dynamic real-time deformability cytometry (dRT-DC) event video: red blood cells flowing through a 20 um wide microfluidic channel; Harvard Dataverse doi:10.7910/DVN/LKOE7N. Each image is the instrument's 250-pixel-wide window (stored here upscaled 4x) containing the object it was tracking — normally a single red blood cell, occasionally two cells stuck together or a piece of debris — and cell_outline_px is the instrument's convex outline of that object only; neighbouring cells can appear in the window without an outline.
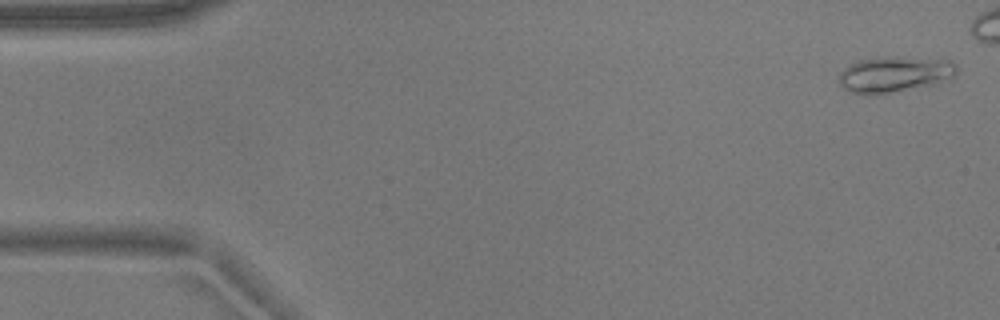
{"species": "common noctule bat (a hibernating species)", "species_latin": "Nyctalus noctula", "temperature_condition": "warm", "stored_images_in_passage": 44, "camera_frame_rate_fps": 3000, "um_per_image_px": 0.085, "animal": {"sex": "male", "body_mass_g": 17.9}, "frame": {"image": 1, "passage_image": 2, "time_ms": 0.333, "image_size_px": [1000, 320], "cell_outline_px": [[956, 72], [948, 80], [876, 96], [868, 96], [848, 92], [840, 84], [840, 72], [844, 68], [856, 60], [880, 56], [896, 56], [952, 60], [956, 64]], "centroid_in_image_um": [75.98, 6.31], "position_along_channel_um": 9.0, "area_um2": 25.03}}
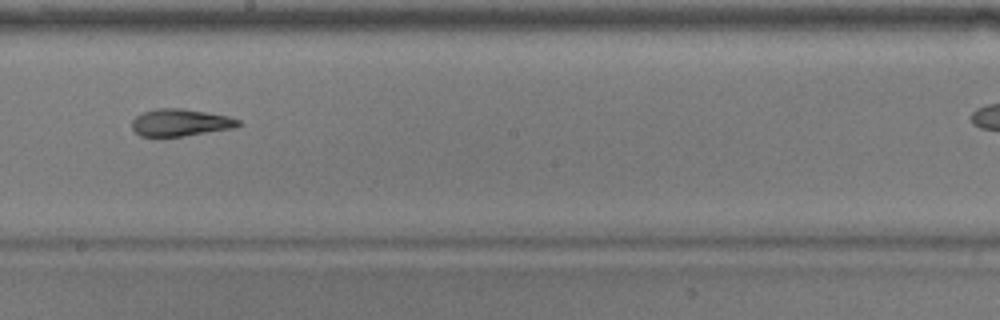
{"frame": {"image": 2, "passage_image": 30, "time_ms": 9.667, "image_size_px": [1000, 320], "cell_outline_px": [[240, 124], [236, 128], [160, 140], [156, 140], [140, 136], [132, 128], [132, 120], [136, 116], [144, 112], [156, 108], [180, 108], [208, 112], [228, 116], [240, 120]], "centroid_in_image_um": [15.29, 10.47], "position_along_channel_um": 232.9, "area_um2": 17.63}}
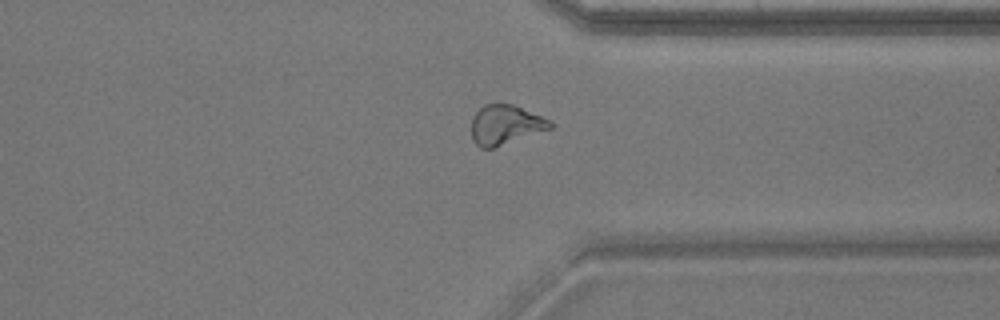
{"frame": {"image": 3, "passage_image": 41, "time_ms": 13.333, "image_size_px": [1000, 320], "cell_outline_px": [[556, 124], [552, 128], [492, 148], [480, 148], [472, 140], [472, 116], [484, 104], [512, 104], [552, 120]], "centroid_in_image_um": [42.98, 10.6], "position_along_channel_um": 368.4, "area_um2": 18.15}}